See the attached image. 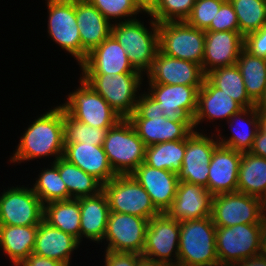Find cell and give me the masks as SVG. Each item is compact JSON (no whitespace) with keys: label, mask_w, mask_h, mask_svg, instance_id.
<instances>
[{"label":"cell","mask_w":266,"mask_h":266,"mask_svg":"<svg viewBox=\"0 0 266 266\" xmlns=\"http://www.w3.org/2000/svg\"><path fill=\"white\" fill-rule=\"evenodd\" d=\"M32 123L21 137L10 161L17 163L49 155H55L56 161L62 157L65 142L61 104L45 112Z\"/></svg>","instance_id":"6da1fadb"},{"label":"cell","mask_w":266,"mask_h":266,"mask_svg":"<svg viewBox=\"0 0 266 266\" xmlns=\"http://www.w3.org/2000/svg\"><path fill=\"white\" fill-rule=\"evenodd\" d=\"M178 266H219L211 217L180 222Z\"/></svg>","instance_id":"7a4b0ae2"},{"label":"cell","mask_w":266,"mask_h":266,"mask_svg":"<svg viewBox=\"0 0 266 266\" xmlns=\"http://www.w3.org/2000/svg\"><path fill=\"white\" fill-rule=\"evenodd\" d=\"M151 30L143 22L133 19L112 24L111 35L125 49L134 69L140 73L151 70L159 50L158 23L150 21Z\"/></svg>","instance_id":"3957f363"},{"label":"cell","mask_w":266,"mask_h":266,"mask_svg":"<svg viewBox=\"0 0 266 266\" xmlns=\"http://www.w3.org/2000/svg\"><path fill=\"white\" fill-rule=\"evenodd\" d=\"M103 148L116 175H130L145 162L146 145L128 119L109 128Z\"/></svg>","instance_id":"277c9868"},{"label":"cell","mask_w":266,"mask_h":266,"mask_svg":"<svg viewBox=\"0 0 266 266\" xmlns=\"http://www.w3.org/2000/svg\"><path fill=\"white\" fill-rule=\"evenodd\" d=\"M90 85L118 113L127 119L136 109L138 88L142 84L143 73L121 74H81Z\"/></svg>","instance_id":"5b68a950"},{"label":"cell","mask_w":266,"mask_h":266,"mask_svg":"<svg viewBox=\"0 0 266 266\" xmlns=\"http://www.w3.org/2000/svg\"><path fill=\"white\" fill-rule=\"evenodd\" d=\"M262 223L216 227V250L219 266H233L261 254Z\"/></svg>","instance_id":"8992f818"},{"label":"cell","mask_w":266,"mask_h":266,"mask_svg":"<svg viewBox=\"0 0 266 266\" xmlns=\"http://www.w3.org/2000/svg\"><path fill=\"white\" fill-rule=\"evenodd\" d=\"M159 50L170 57L202 66L205 31L190 26L186 21L158 23Z\"/></svg>","instance_id":"52a82bcc"},{"label":"cell","mask_w":266,"mask_h":266,"mask_svg":"<svg viewBox=\"0 0 266 266\" xmlns=\"http://www.w3.org/2000/svg\"><path fill=\"white\" fill-rule=\"evenodd\" d=\"M110 212L131 214L150 220L160 212L150 195L131 175H116L102 186Z\"/></svg>","instance_id":"ba28073f"},{"label":"cell","mask_w":266,"mask_h":266,"mask_svg":"<svg viewBox=\"0 0 266 266\" xmlns=\"http://www.w3.org/2000/svg\"><path fill=\"white\" fill-rule=\"evenodd\" d=\"M265 215L266 203L257 197L240 192L213 196L211 219L216 227L262 223Z\"/></svg>","instance_id":"9c48e42d"},{"label":"cell","mask_w":266,"mask_h":266,"mask_svg":"<svg viewBox=\"0 0 266 266\" xmlns=\"http://www.w3.org/2000/svg\"><path fill=\"white\" fill-rule=\"evenodd\" d=\"M79 88L70 92L62 108L73 118L92 127L109 129L122 118L90 85L80 78Z\"/></svg>","instance_id":"30bf717a"},{"label":"cell","mask_w":266,"mask_h":266,"mask_svg":"<svg viewBox=\"0 0 266 266\" xmlns=\"http://www.w3.org/2000/svg\"><path fill=\"white\" fill-rule=\"evenodd\" d=\"M179 237L178 220L170 218L166 213L152 217L146 230L142 256L169 266H178Z\"/></svg>","instance_id":"8fae6325"},{"label":"cell","mask_w":266,"mask_h":266,"mask_svg":"<svg viewBox=\"0 0 266 266\" xmlns=\"http://www.w3.org/2000/svg\"><path fill=\"white\" fill-rule=\"evenodd\" d=\"M48 33L54 42L83 63V47L76 20V0H47Z\"/></svg>","instance_id":"7c38bea8"},{"label":"cell","mask_w":266,"mask_h":266,"mask_svg":"<svg viewBox=\"0 0 266 266\" xmlns=\"http://www.w3.org/2000/svg\"><path fill=\"white\" fill-rule=\"evenodd\" d=\"M43 215L44 205L32 188L11 187L0 196V225H39Z\"/></svg>","instance_id":"4fadbf2b"},{"label":"cell","mask_w":266,"mask_h":266,"mask_svg":"<svg viewBox=\"0 0 266 266\" xmlns=\"http://www.w3.org/2000/svg\"><path fill=\"white\" fill-rule=\"evenodd\" d=\"M149 220L131 214L110 212L104 240L108 251L142 255Z\"/></svg>","instance_id":"5bb4252c"},{"label":"cell","mask_w":266,"mask_h":266,"mask_svg":"<svg viewBox=\"0 0 266 266\" xmlns=\"http://www.w3.org/2000/svg\"><path fill=\"white\" fill-rule=\"evenodd\" d=\"M218 145L217 137L214 140L194 129L185 139V154L181 171L177 174L178 181L207 187L209 163Z\"/></svg>","instance_id":"9a60e30c"},{"label":"cell","mask_w":266,"mask_h":266,"mask_svg":"<svg viewBox=\"0 0 266 266\" xmlns=\"http://www.w3.org/2000/svg\"><path fill=\"white\" fill-rule=\"evenodd\" d=\"M149 94L159 102L163 115L172 121H192L201 86L149 84Z\"/></svg>","instance_id":"2e32d148"},{"label":"cell","mask_w":266,"mask_h":266,"mask_svg":"<svg viewBox=\"0 0 266 266\" xmlns=\"http://www.w3.org/2000/svg\"><path fill=\"white\" fill-rule=\"evenodd\" d=\"M148 84L202 86L206 75L201 65L173 58L158 50L151 70L146 73Z\"/></svg>","instance_id":"e0dca14e"},{"label":"cell","mask_w":266,"mask_h":266,"mask_svg":"<svg viewBox=\"0 0 266 266\" xmlns=\"http://www.w3.org/2000/svg\"><path fill=\"white\" fill-rule=\"evenodd\" d=\"M243 48L244 36L239 31H205L201 66L204 74L236 64Z\"/></svg>","instance_id":"ac0fdd59"},{"label":"cell","mask_w":266,"mask_h":266,"mask_svg":"<svg viewBox=\"0 0 266 266\" xmlns=\"http://www.w3.org/2000/svg\"><path fill=\"white\" fill-rule=\"evenodd\" d=\"M150 195L160 213H166L176 196L178 175L170 170L157 169L141 163L130 174Z\"/></svg>","instance_id":"d6986e66"},{"label":"cell","mask_w":266,"mask_h":266,"mask_svg":"<svg viewBox=\"0 0 266 266\" xmlns=\"http://www.w3.org/2000/svg\"><path fill=\"white\" fill-rule=\"evenodd\" d=\"M127 119L146 147L183 140L194 131L192 121H172L165 116H129Z\"/></svg>","instance_id":"ffe728a7"},{"label":"cell","mask_w":266,"mask_h":266,"mask_svg":"<svg viewBox=\"0 0 266 266\" xmlns=\"http://www.w3.org/2000/svg\"><path fill=\"white\" fill-rule=\"evenodd\" d=\"M213 195L206 187L179 182L176 196L166 214L179 222L211 217Z\"/></svg>","instance_id":"44dd1931"},{"label":"cell","mask_w":266,"mask_h":266,"mask_svg":"<svg viewBox=\"0 0 266 266\" xmlns=\"http://www.w3.org/2000/svg\"><path fill=\"white\" fill-rule=\"evenodd\" d=\"M242 152L218 145L209 163L207 190L213 195L237 192Z\"/></svg>","instance_id":"7402d4cb"},{"label":"cell","mask_w":266,"mask_h":266,"mask_svg":"<svg viewBox=\"0 0 266 266\" xmlns=\"http://www.w3.org/2000/svg\"><path fill=\"white\" fill-rule=\"evenodd\" d=\"M80 66L82 74L140 73L134 69L125 49L112 35L88 53Z\"/></svg>","instance_id":"603a6c76"},{"label":"cell","mask_w":266,"mask_h":266,"mask_svg":"<svg viewBox=\"0 0 266 266\" xmlns=\"http://www.w3.org/2000/svg\"><path fill=\"white\" fill-rule=\"evenodd\" d=\"M63 158L95 177L102 185L116 176L103 146L86 143H65Z\"/></svg>","instance_id":"cb8c5ba5"},{"label":"cell","mask_w":266,"mask_h":266,"mask_svg":"<svg viewBox=\"0 0 266 266\" xmlns=\"http://www.w3.org/2000/svg\"><path fill=\"white\" fill-rule=\"evenodd\" d=\"M244 108L232 99L223 90L216 88L206 77L198 91L197 110L192 120L193 128L204 119L217 120L225 118L226 121Z\"/></svg>","instance_id":"d4e9b609"},{"label":"cell","mask_w":266,"mask_h":266,"mask_svg":"<svg viewBox=\"0 0 266 266\" xmlns=\"http://www.w3.org/2000/svg\"><path fill=\"white\" fill-rule=\"evenodd\" d=\"M76 20L84 62L88 53L111 35L112 24L87 0H76Z\"/></svg>","instance_id":"484cf974"},{"label":"cell","mask_w":266,"mask_h":266,"mask_svg":"<svg viewBox=\"0 0 266 266\" xmlns=\"http://www.w3.org/2000/svg\"><path fill=\"white\" fill-rule=\"evenodd\" d=\"M80 243L72 235L43 220L38 225L33 253L70 266L71 254Z\"/></svg>","instance_id":"4316f807"},{"label":"cell","mask_w":266,"mask_h":266,"mask_svg":"<svg viewBox=\"0 0 266 266\" xmlns=\"http://www.w3.org/2000/svg\"><path fill=\"white\" fill-rule=\"evenodd\" d=\"M80 206V241L82 237L93 242H102L106 232L109 204L105 193L78 198ZM84 235V236H83Z\"/></svg>","instance_id":"83f0119b"},{"label":"cell","mask_w":266,"mask_h":266,"mask_svg":"<svg viewBox=\"0 0 266 266\" xmlns=\"http://www.w3.org/2000/svg\"><path fill=\"white\" fill-rule=\"evenodd\" d=\"M38 225H0V248L18 266L33 253Z\"/></svg>","instance_id":"f1b7e54d"},{"label":"cell","mask_w":266,"mask_h":266,"mask_svg":"<svg viewBox=\"0 0 266 266\" xmlns=\"http://www.w3.org/2000/svg\"><path fill=\"white\" fill-rule=\"evenodd\" d=\"M237 192L257 197L266 203V158L242 152Z\"/></svg>","instance_id":"f546056e"},{"label":"cell","mask_w":266,"mask_h":266,"mask_svg":"<svg viewBox=\"0 0 266 266\" xmlns=\"http://www.w3.org/2000/svg\"><path fill=\"white\" fill-rule=\"evenodd\" d=\"M242 115L245 116V119ZM246 117L248 118L247 120H246ZM238 119L240 121L243 120L240 126L237 121ZM234 121L235 122L237 121V125H236L237 128L235 126L232 127L233 123H235ZM244 121H245V124H244ZM227 122L230 124L229 128L230 129L232 128L231 131L233 130L232 131L233 135H231L227 139L225 138L223 139L221 137L217 138L219 139L218 143L220 145L232 148L236 151L249 152V150L251 149L253 145V141L256 137V134L259 130V114H258L256 107L253 106L250 108H244L239 113L232 115Z\"/></svg>","instance_id":"4dcf8cb0"},{"label":"cell","mask_w":266,"mask_h":266,"mask_svg":"<svg viewBox=\"0 0 266 266\" xmlns=\"http://www.w3.org/2000/svg\"><path fill=\"white\" fill-rule=\"evenodd\" d=\"M80 206L78 199L54 201L44 205L43 220L72 235L80 242Z\"/></svg>","instance_id":"1f68e13d"},{"label":"cell","mask_w":266,"mask_h":266,"mask_svg":"<svg viewBox=\"0 0 266 266\" xmlns=\"http://www.w3.org/2000/svg\"><path fill=\"white\" fill-rule=\"evenodd\" d=\"M53 163L58 167L61 179L69 192V199L94 196L102 191V184L75 164L60 157Z\"/></svg>","instance_id":"d6a6232c"},{"label":"cell","mask_w":266,"mask_h":266,"mask_svg":"<svg viewBox=\"0 0 266 266\" xmlns=\"http://www.w3.org/2000/svg\"><path fill=\"white\" fill-rule=\"evenodd\" d=\"M236 65L241 71L247 95L256 104L266 89V59L243 48Z\"/></svg>","instance_id":"836d02e7"},{"label":"cell","mask_w":266,"mask_h":266,"mask_svg":"<svg viewBox=\"0 0 266 266\" xmlns=\"http://www.w3.org/2000/svg\"><path fill=\"white\" fill-rule=\"evenodd\" d=\"M206 78L216 87L224 91L243 108L255 106L246 93L243 77L239 67L234 64L219 67L206 74Z\"/></svg>","instance_id":"e575fe53"},{"label":"cell","mask_w":266,"mask_h":266,"mask_svg":"<svg viewBox=\"0 0 266 266\" xmlns=\"http://www.w3.org/2000/svg\"><path fill=\"white\" fill-rule=\"evenodd\" d=\"M185 154V139L167 141L146 147L145 163L151 167L178 174Z\"/></svg>","instance_id":"d590c367"},{"label":"cell","mask_w":266,"mask_h":266,"mask_svg":"<svg viewBox=\"0 0 266 266\" xmlns=\"http://www.w3.org/2000/svg\"><path fill=\"white\" fill-rule=\"evenodd\" d=\"M237 15L239 32L247 34L260 30L266 24V0H229Z\"/></svg>","instance_id":"8d00e7d4"},{"label":"cell","mask_w":266,"mask_h":266,"mask_svg":"<svg viewBox=\"0 0 266 266\" xmlns=\"http://www.w3.org/2000/svg\"><path fill=\"white\" fill-rule=\"evenodd\" d=\"M50 168L42 170L32 188L43 205L69 199V192L64 181L61 179L58 167L52 163Z\"/></svg>","instance_id":"74e56055"},{"label":"cell","mask_w":266,"mask_h":266,"mask_svg":"<svg viewBox=\"0 0 266 266\" xmlns=\"http://www.w3.org/2000/svg\"><path fill=\"white\" fill-rule=\"evenodd\" d=\"M63 128L65 143H86L103 146L109 129L92 127L73 118L63 109Z\"/></svg>","instance_id":"f35d334b"},{"label":"cell","mask_w":266,"mask_h":266,"mask_svg":"<svg viewBox=\"0 0 266 266\" xmlns=\"http://www.w3.org/2000/svg\"><path fill=\"white\" fill-rule=\"evenodd\" d=\"M196 0H158L154 10L149 14L157 23L169 21H186L190 16Z\"/></svg>","instance_id":"ab89813d"},{"label":"cell","mask_w":266,"mask_h":266,"mask_svg":"<svg viewBox=\"0 0 266 266\" xmlns=\"http://www.w3.org/2000/svg\"><path fill=\"white\" fill-rule=\"evenodd\" d=\"M90 4L96 7L100 13L109 21L111 19L124 18L125 21H130L133 15L141 12L133 0H87ZM132 17L125 19L126 17Z\"/></svg>","instance_id":"60d3db41"},{"label":"cell","mask_w":266,"mask_h":266,"mask_svg":"<svg viewBox=\"0 0 266 266\" xmlns=\"http://www.w3.org/2000/svg\"><path fill=\"white\" fill-rule=\"evenodd\" d=\"M226 0H196L186 22L194 28L206 30L215 19L221 5Z\"/></svg>","instance_id":"b9f144b4"},{"label":"cell","mask_w":266,"mask_h":266,"mask_svg":"<svg viewBox=\"0 0 266 266\" xmlns=\"http://www.w3.org/2000/svg\"><path fill=\"white\" fill-rule=\"evenodd\" d=\"M205 31H239L237 15L229 0L221 5L215 19Z\"/></svg>","instance_id":"7bdbcfd3"},{"label":"cell","mask_w":266,"mask_h":266,"mask_svg":"<svg viewBox=\"0 0 266 266\" xmlns=\"http://www.w3.org/2000/svg\"><path fill=\"white\" fill-rule=\"evenodd\" d=\"M244 48L251 54L266 59V24L244 37Z\"/></svg>","instance_id":"ee69618b"},{"label":"cell","mask_w":266,"mask_h":266,"mask_svg":"<svg viewBox=\"0 0 266 266\" xmlns=\"http://www.w3.org/2000/svg\"><path fill=\"white\" fill-rule=\"evenodd\" d=\"M139 95L136 109L130 116H164L163 110L159 108V102L149 93Z\"/></svg>","instance_id":"f6af8a7d"},{"label":"cell","mask_w":266,"mask_h":266,"mask_svg":"<svg viewBox=\"0 0 266 266\" xmlns=\"http://www.w3.org/2000/svg\"><path fill=\"white\" fill-rule=\"evenodd\" d=\"M105 251V266H137L138 261L143 257L133 252Z\"/></svg>","instance_id":"bcb514c9"},{"label":"cell","mask_w":266,"mask_h":266,"mask_svg":"<svg viewBox=\"0 0 266 266\" xmlns=\"http://www.w3.org/2000/svg\"><path fill=\"white\" fill-rule=\"evenodd\" d=\"M18 266H69L54 259H49L37 254H30Z\"/></svg>","instance_id":"7dc6e473"},{"label":"cell","mask_w":266,"mask_h":266,"mask_svg":"<svg viewBox=\"0 0 266 266\" xmlns=\"http://www.w3.org/2000/svg\"><path fill=\"white\" fill-rule=\"evenodd\" d=\"M249 152L256 156L266 158V131H262L259 128Z\"/></svg>","instance_id":"c3c4849f"},{"label":"cell","mask_w":266,"mask_h":266,"mask_svg":"<svg viewBox=\"0 0 266 266\" xmlns=\"http://www.w3.org/2000/svg\"><path fill=\"white\" fill-rule=\"evenodd\" d=\"M233 266H266V255L258 254L237 262Z\"/></svg>","instance_id":"681fc988"},{"label":"cell","mask_w":266,"mask_h":266,"mask_svg":"<svg viewBox=\"0 0 266 266\" xmlns=\"http://www.w3.org/2000/svg\"><path fill=\"white\" fill-rule=\"evenodd\" d=\"M133 1L138 7V9L141 11V13L143 11L146 12L147 14H150L154 10L158 2V0H133Z\"/></svg>","instance_id":"f907efd6"},{"label":"cell","mask_w":266,"mask_h":266,"mask_svg":"<svg viewBox=\"0 0 266 266\" xmlns=\"http://www.w3.org/2000/svg\"><path fill=\"white\" fill-rule=\"evenodd\" d=\"M261 254L266 255V215L262 222Z\"/></svg>","instance_id":"816d5d0a"},{"label":"cell","mask_w":266,"mask_h":266,"mask_svg":"<svg viewBox=\"0 0 266 266\" xmlns=\"http://www.w3.org/2000/svg\"><path fill=\"white\" fill-rule=\"evenodd\" d=\"M137 266H169V265L142 257L138 261Z\"/></svg>","instance_id":"f5cc1de1"},{"label":"cell","mask_w":266,"mask_h":266,"mask_svg":"<svg viewBox=\"0 0 266 266\" xmlns=\"http://www.w3.org/2000/svg\"><path fill=\"white\" fill-rule=\"evenodd\" d=\"M257 111H266V89L263 96L255 104Z\"/></svg>","instance_id":"db71d44e"},{"label":"cell","mask_w":266,"mask_h":266,"mask_svg":"<svg viewBox=\"0 0 266 266\" xmlns=\"http://www.w3.org/2000/svg\"><path fill=\"white\" fill-rule=\"evenodd\" d=\"M259 114V128L266 131V111H258Z\"/></svg>","instance_id":"11a10c76"}]
</instances>
